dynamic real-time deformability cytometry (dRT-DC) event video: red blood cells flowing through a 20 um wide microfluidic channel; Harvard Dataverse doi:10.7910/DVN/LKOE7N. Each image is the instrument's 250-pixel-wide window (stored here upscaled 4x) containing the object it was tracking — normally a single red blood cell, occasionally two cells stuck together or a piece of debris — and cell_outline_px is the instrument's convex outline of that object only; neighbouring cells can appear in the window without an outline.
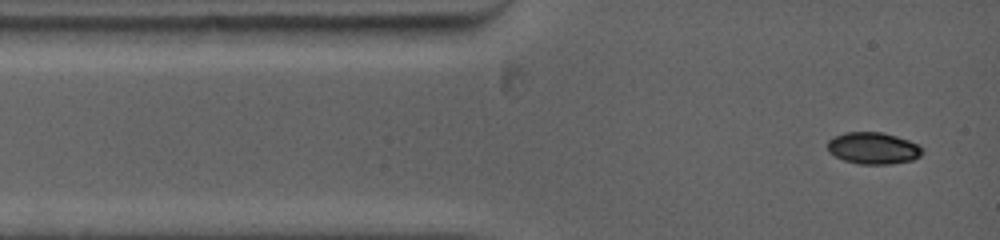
{"species": "common noctule bat (a hibernating species)", "species_latin": "Nyctalus noctula", "temperature_condition": "warm", "stored_images_in_passage": 8, "camera_frame_rate_fps": 5000, "um_per_image_px": 0.085, "animal": {"sex": "female", "body_mass_g": 19.0, "forearm_length_mm": 53.3}, "frame": {"image": 1, "passage_image": 1, "time_ms": 0.0, "image_size_px": [1000, 240], "cell_outline_px": [[924, 148], [920, 156], [912, 160], [892, 164], [860, 164], [844, 160], [828, 152], [828, 140], [832, 136], [844, 132], [880, 132], [896, 136], [908, 140]], "centroid_in_image_um": [74.2, 12.59], "position_along_channel_um": 10.8, "area_um2": 17.57}}
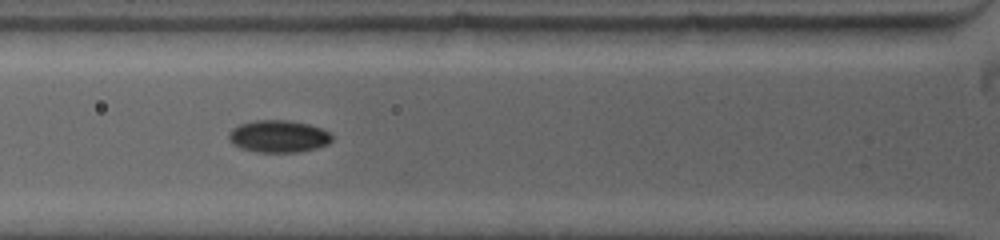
{"frame": {"image": 2, "passage_image": 5, "time_ms": 3.2, "image_size_px": [1000, 240], "cell_outline_px": [[332, 140], [328, 144], [316, 148], [300, 152], [256, 152], [240, 148], [232, 144], [228, 140], [228, 132], [232, 128], [240, 124], [256, 120], [288, 120], [308, 124], [324, 128], [332, 136]], "centroid_in_image_um": [23.66, 11.59], "position_along_channel_um": 102.1, "area_um2": 19.59}}
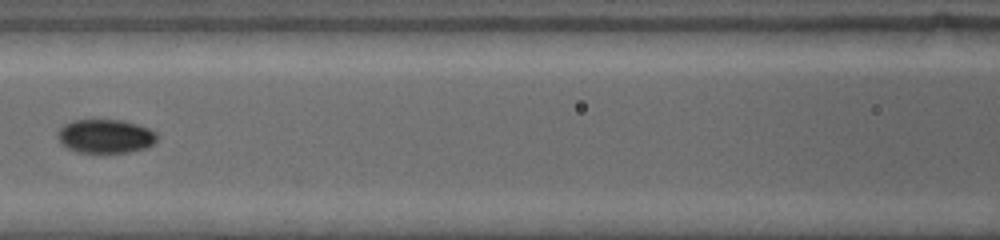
{"frame": {"image": 3, "passage_image": 7, "time_ms": 4.6, "image_size_px": [1000, 240], "cell_outline_px": [[156, 140], [152, 144], [144, 148], [128, 152], [76, 152], [60, 144], [56, 136], [56, 132], [64, 124], [72, 120], [124, 120], [148, 128], [156, 132]], "centroid_in_image_um": [8.9, 11.57], "position_along_channel_um": 157.7, "area_um2": 19.59}}